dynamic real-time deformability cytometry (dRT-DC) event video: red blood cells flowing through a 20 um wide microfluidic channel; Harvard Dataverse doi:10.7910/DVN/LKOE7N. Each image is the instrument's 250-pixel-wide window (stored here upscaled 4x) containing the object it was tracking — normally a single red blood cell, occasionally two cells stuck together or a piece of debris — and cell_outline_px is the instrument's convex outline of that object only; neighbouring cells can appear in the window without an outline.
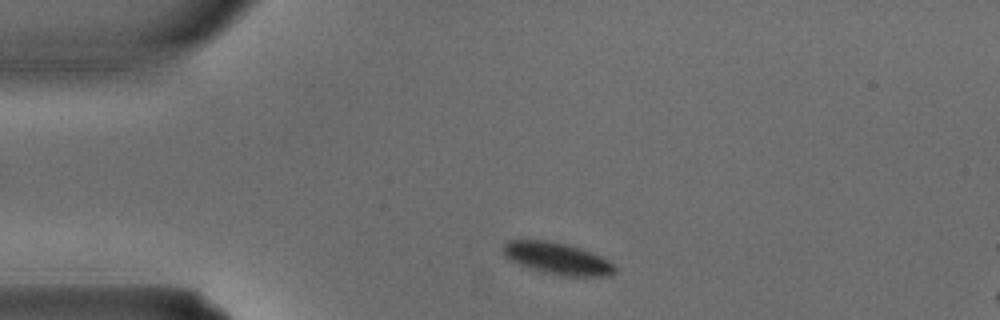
{"species": "common noctule bat (a hibernating species)", "species_latin": "Nyctalus noctula", "temperature_condition": "warm", "stored_images_in_passage": 2, "camera_frame_rate_fps": 3000, "um_per_image_px": 0.085, "animal": {"sex": "male", "body_mass_g": 15.6}, "frame": {"image": 1, "passage_image": 1, "time_ms": 0.0, "image_size_px": [1000, 320], "cell_outline_px": [[616, 272], [608, 276], [564, 276], [544, 272], [520, 264], [504, 256], [500, 252], [500, 248], [508, 240], [548, 240], [564, 244], [600, 256], [608, 260], [616, 268]], "centroid_in_image_um": [47.32, 21.97], "position_along_channel_um": 37.7, "area_um2": 20.4}}